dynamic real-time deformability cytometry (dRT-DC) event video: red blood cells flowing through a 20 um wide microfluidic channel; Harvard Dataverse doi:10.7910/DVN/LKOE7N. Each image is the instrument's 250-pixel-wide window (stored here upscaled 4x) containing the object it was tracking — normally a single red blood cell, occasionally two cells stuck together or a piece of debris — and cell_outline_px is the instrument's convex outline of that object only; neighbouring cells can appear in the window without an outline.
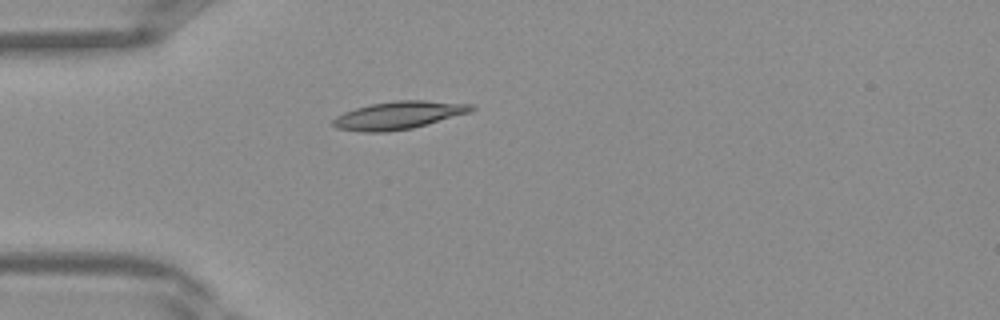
{"species": "Egyptian fruit bat (a non-hibernating species)", "species_latin": "Rousettus aegyptiacus", "temperature_condition": "warm", "stored_images_in_passage": 30, "camera_frame_rate_fps": 3000, "um_per_image_px": 0.085, "frame": {"image": 1, "passage_image": 1, "time_ms": 0.0, "image_size_px": [1000, 320], "cell_outline_px": [[476, 108], [472, 112], [428, 124], [412, 128], [388, 132], [360, 132], [336, 128], [332, 124], [332, 120], [336, 116], [344, 112], [356, 108], [372, 104], [396, 100], [424, 100], [472, 104]], "centroid_in_image_um": [33.9, 9.8], "position_along_channel_um": 51.1, "area_um2": 22.54}}
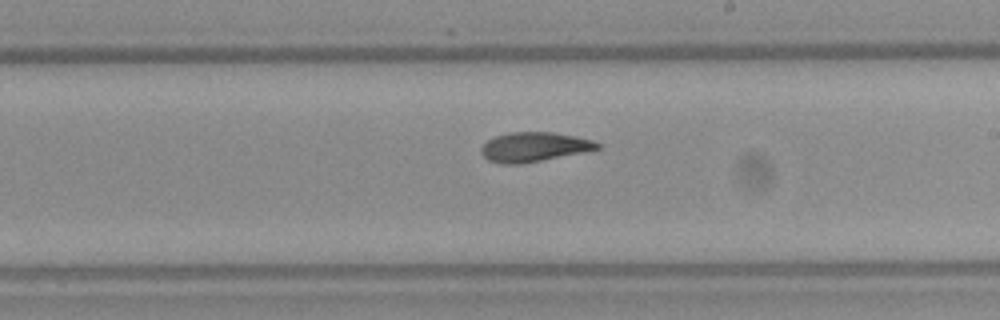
{"frame": {"image": 2, "passage_image": 13, "time_ms": 4.0, "image_size_px": [1000, 320], "cell_outline_px": [[600, 148], [584, 152], [520, 164], [500, 164], [488, 160], [480, 152], [480, 148], [488, 140], [496, 136], [508, 132], [552, 132], [576, 136], [592, 140], [600, 144]], "centroid_in_image_um": [45.37, 12.49], "position_along_channel_um": 243.6, "area_um2": 19.88}}
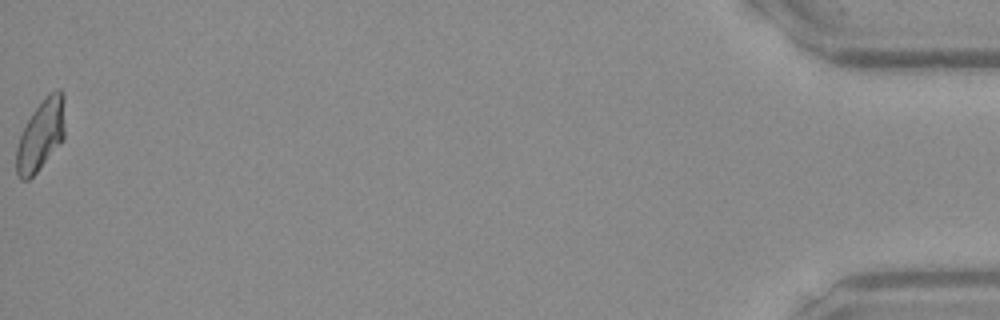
{"frame": {"image": 3, "passage_image": 30, "time_ms": 9.667, "image_size_px": [1000, 320], "cell_outline_px": [[64, 140], [36, 172], [28, 180], [20, 180], [16, 172], [16, 148], [20, 136], [32, 112], [44, 96], [48, 92], [56, 88], [60, 88], [64, 96]], "centroid_in_image_um": [3.48, 11.44], "position_along_channel_um": 431.7, "area_um2": 20.23}}